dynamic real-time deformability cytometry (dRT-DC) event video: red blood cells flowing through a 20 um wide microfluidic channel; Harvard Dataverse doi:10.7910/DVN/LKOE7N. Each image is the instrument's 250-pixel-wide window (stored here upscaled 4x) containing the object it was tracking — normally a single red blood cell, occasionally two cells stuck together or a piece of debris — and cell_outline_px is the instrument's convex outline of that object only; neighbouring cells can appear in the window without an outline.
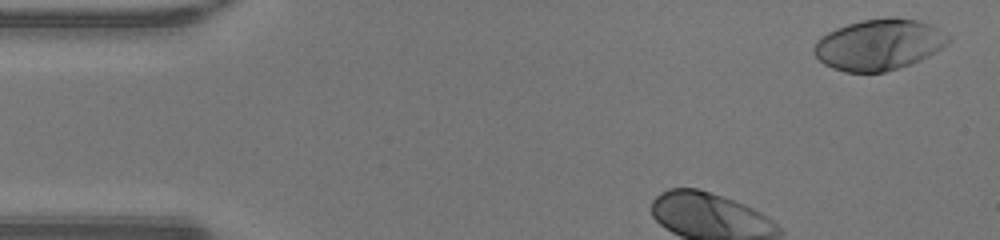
{"species": "human", "species_latin": "Homo sapiens", "temperature_condition": "warm", "stored_images_in_passage": 34, "camera_frame_rate_fps": 3000, "um_per_image_px": 0.085, "donor": {"sex": "male"}, "frame": {"image": 1, "passage_image": 2, "time_ms": 0.333, "image_size_px": [1000, 240], "cell_outline_px": [[952, 40], [948, 44], [928, 56], [920, 60], [884, 72], [844, 72], [832, 68], [824, 64], [812, 52], [812, 48], [816, 40], [828, 32], [836, 28], [848, 24], [864, 20], [888, 16], [896, 16], [916, 20], [932, 24], [952, 36]], "centroid_in_image_um": [74.73, 3.77], "position_along_channel_um": 10.3, "area_um2": 40.23}}
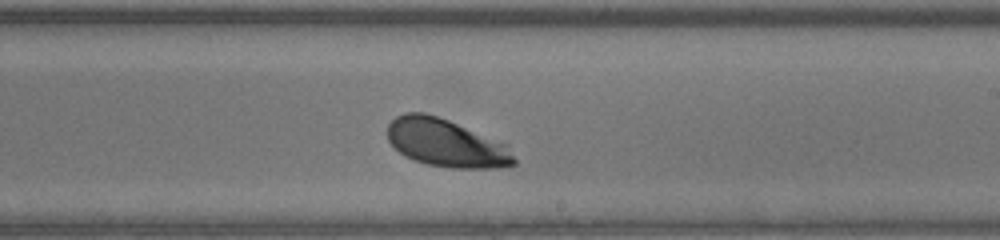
{"frame": {"image": 2, "passage_image": 23, "time_ms": 7.333, "image_size_px": [1000, 240], "cell_outline_px": [[516, 164], [500, 168], [452, 168], [428, 164], [404, 156], [388, 140], [388, 124], [396, 116], [404, 112], [424, 112], [448, 120], [508, 144], [516, 160]], "centroid_in_image_um": [37.94, 12.16], "position_along_channel_um": 251.1, "area_um2": 35.26}}
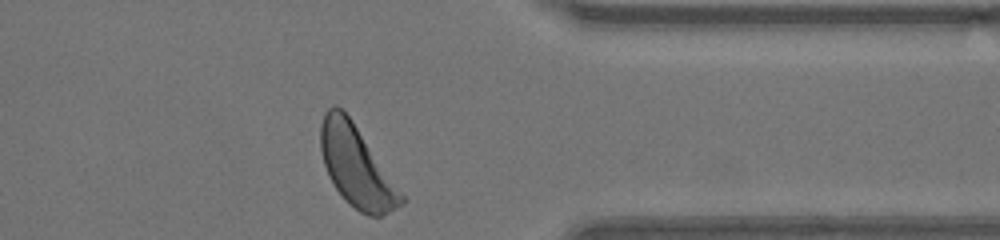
{"frame": {"image": 3, "passage_image": 33, "time_ms": 10.667, "image_size_px": [1000, 240], "cell_outline_px": [[408, 200], [404, 204], [380, 216], [368, 216], [360, 212], [336, 188], [324, 164], [320, 148], [320, 124], [324, 112], [332, 104], [336, 104], [352, 120]], "centroid_in_image_um": [30.31, 14.12], "position_along_channel_um": 381.1, "area_um2": 37.45}}